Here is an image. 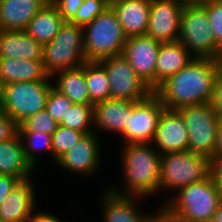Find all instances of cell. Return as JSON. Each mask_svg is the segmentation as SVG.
<instances>
[{
	"label": "cell",
	"instance_id": "cell-1",
	"mask_svg": "<svg viewBox=\"0 0 222 222\" xmlns=\"http://www.w3.org/2000/svg\"><path fill=\"white\" fill-rule=\"evenodd\" d=\"M221 70V60L194 58L162 82L154 93L164 107L169 109L209 103L215 80Z\"/></svg>",
	"mask_w": 222,
	"mask_h": 222
},
{
	"label": "cell",
	"instance_id": "cell-2",
	"mask_svg": "<svg viewBox=\"0 0 222 222\" xmlns=\"http://www.w3.org/2000/svg\"><path fill=\"white\" fill-rule=\"evenodd\" d=\"M160 213L173 222H211L222 200V189L211 173L206 179L181 188Z\"/></svg>",
	"mask_w": 222,
	"mask_h": 222
},
{
	"label": "cell",
	"instance_id": "cell-3",
	"mask_svg": "<svg viewBox=\"0 0 222 222\" xmlns=\"http://www.w3.org/2000/svg\"><path fill=\"white\" fill-rule=\"evenodd\" d=\"M151 143L122 145V165L126 192L111 189L116 194L143 198L159 191L161 154Z\"/></svg>",
	"mask_w": 222,
	"mask_h": 222
},
{
	"label": "cell",
	"instance_id": "cell-4",
	"mask_svg": "<svg viewBox=\"0 0 222 222\" xmlns=\"http://www.w3.org/2000/svg\"><path fill=\"white\" fill-rule=\"evenodd\" d=\"M85 57L87 61H100L122 54L126 35L111 6L92 22L83 26Z\"/></svg>",
	"mask_w": 222,
	"mask_h": 222
},
{
	"label": "cell",
	"instance_id": "cell-5",
	"mask_svg": "<svg viewBox=\"0 0 222 222\" xmlns=\"http://www.w3.org/2000/svg\"><path fill=\"white\" fill-rule=\"evenodd\" d=\"M194 58H210L222 61V49L217 45L207 12L199 2H186L178 39Z\"/></svg>",
	"mask_w": 222,
	"mask_h": 222
},
{
	"label": "cell",
	"instance_id": "cell-6",
	"mask_svg": "<svg viewBox=\"0 0 222 222\" xmlns=\"http://www.w3.org/2000/svg\"><path fill=\"white\" fill-rule=\"evenodd\" d=\"M42 61L50 76L83 65L87 61L83 26L64 21L55 37L43 45Z\"/></svg>",
	"mask_w": 222,
	"mask_h": 222
},
{
	"label": "cell",
	"instance_id": "cell-7",
	"mask_svg": "<svg viewBox=\"0 0 222 222\" xmlns=\"http://www.w3.org/2000/svg\"><path fill=\"white\" fill-rule=\"evenodd\" d=\"M212 173V160L189 150L161 155L158 190H180L206 179Z\"/></svg>",
	"mask_w": 222,
	"mask_h": 222
},
{
	"label": "cell",
	"instance_id": "cell-8",
	"mask_svg": "<svg viewBox=\"0 0 222 222\" xmlns=\"http://www.w3.org/2000/svg\"><path fill=\"white\" fill-rule=\"evenodd\" d=\"M50 81L14 82L0 87V109L18 124L45 109Z\"/></svg>",
	"mask_w": 222,
	"mask_h": 222
},
{
	"label": "cell",
	"instance_id": "cell-9",
	"mask_svg": "<svg viewBox=\"0 0 222 222\" xmlns=\"http://www.w3.org/2000/svg\"><path fill=\"white\" fill-rule=\"evenodd\" d=\"M188 130V150L213 160L220 117L209 103L189 105L177 109Z\"/></svg>",
	"mask_w": 222,
	"mask_h": 222
},
{
	"label": "cell",
	"instance_id": "cell-10",
	"mask_svg": "<svg viewBox=\"0 0 222 222\" xmlns=\"http://www.w3.org/2000/svg\"><path fill=\"white\" fill-rule=\"evenodd\" d=\"M98 62L107 72L110 85V98L142 101L154 92L136 74L123 55L104 58Z\"/></svg>",
	"mask_w": 222,
	"mask_h": 222
},
{
	"label": "cell",
	"instance_id": "cell-11",
	"mask_svg": "<svg viewBox=\"0 0 222 222\" xmlns=\"http://www.w3.org/2000/svg\"><path fill=\"white\" fill-rule=\"evenodd\" d=\"M164 108L154 92L142 101H131V116L122 134L124 145L152 142Z\"/></svg>",
	"mask_w": 222,
	"mask_h": 222
},
{
	"label": "cell",
	"instance_id": "cell-12",
	"mask_svg": "<svg viewBox=\"0 0 222 222\" xmlns=\"http://www.w3.org/2000/svg\"><path fill=\"white\" fill-rule=\"evenodd\" d=\"M185 4V0H151L146 35L161 43L178 41Z\"/></svg>",
	"mask_w": 222,
	"mask_h": 222
},
{
	"label": "cell",
	"instance_id": "cell-13",
	"mask_svg": "<svg viewBox=\"0 0 222 222\" xmlns=\"http://www.w3.org/2000/svg\"><path fill=\"white\" fill-rule=\"evenodd\" d=\"M161 42L148 35L127 38L122 54L136 74L156 89V63Z\"/></svg>",
	"mask_w": 222,
	"mask_h": 222
},
{
	"label": "cell",
	"instance_id": "cell-14",
	"mask_svg": "<svg viewBox=\"0 0 222 222\" xmlns=\"http://www.w3.org/2000/svg\"><path fill=\"white\" fill-rule=\"evenodd\" d=\"M188 130L183 117L177 109L164 108L159 121L153 142L155 149L162 155L169 152L188 150Z\"/></svg>",
	"mask_w": 222,
	"mask_h": 222
},
{
	"label": "cell",
	"instance_id": "cell-15",
	"mask_svg": "<svg viewBox=\"0 0 222 222\" xmlns=\"http://www.w3.org/2000/svg\"><path fill=\"white\" fill-rule=\"evenodd\" d=\"M30 178L19 180L0 204V219L3 222H28L36 211V190Z\"/></svg>",
	"mask_w": 222,
	"mask_h": 222
},
{
	"label": "cell",
	"instance_id": "cell-16",
	"mask_svg": "<svg viewBox=\"0 0 222 222\" xmlns=\"http://www.w3.org/2000/svg\"><path fill=\"white\" fill-rule=\"evenodd\" d=\"M98 142V137L94 132L85 134L70 151L56 162L70 172L82 175L92 174L100 165L101 155Z\"/></svg>",
	"mask_w": 222,
	"mask_h": 222
},
{
	"label": "cell",
	"instance_id": "cell-17",
	"mask_svg": "<svg viewBox=\"0 0 222 222\" xmlns=\"http://www.w3.org/2000/svg\"><path fill=\"white\" fill-rule=\"evenodd\" d=\"M110 6L115 11L127 38L146 34L151 0H115Z\"/></svg>",
	"mask_w": 222,
	"mask_h": 222
},
{
	"label": "cell",
	"instance_id": "cell-18",
	"mask_svg": "<svg viewBox=\"0 0 222 222\" xmlns=\"http://www.w3.org/2000/svg\"><path fill=\"white\" fill-rule=\"evenodd\" d=\"M136 198L138 196L120 195L107 189L103 197L104 222H154L160 213L145 215L137 210ZM135 204V205H134Z\"/></svg>",
	"mask_w": 222,
	"mask_h": 222
},
{
	"label": "cell",
	"instance_id": "cell-19",
	"mask_svg": "<svg viewBox=\"0 0 222 222\" xmlns=\"http://www.w3.org/2000/svg\"><path fill=\"white\" fill-rule=\"evenodd\" d=\"M131 116V101L108 98L94 104V126L102 131L123 134Z\"/></svg>",
	"mask_w": 222,
	"mask_h": 222
},
{
	"label": "cell",
	"instance_id": "cell-20",
	"mask_svg": "<svg viewBox=\"0 0 222 222\" xmlns=\"http://www.w3.org/2000/svg\"><path fill=\"white\" fill-rule=\"evenodd\" d=\"M49 0H0V30L24 31Z\"/></svg>",
	"mask_w": 222,
	"mask_h": 222
},
{
	"label": "cell",
	"instance_id": "cell-21",
	"mask_svg": "<svg viewBox=\"0 0 222 222\" xmlns=\"http://www.w3.org/2000/svg\"><path fill=\"white\" fill-rule=\"evenodd\" d=\"M43 46L25 31L0 30V58L42 61Z\"/></svg>",
	"mask_w": 222,
	"mask_h": 222
},
{
	"label": "cell",
	"instance_id": "cell-22",
	"mask_svg": "<svg viewBox=\"0 0 222 222\" xmlns=\"http://www.w3.org/2000/svg\"><path fill=\"white\" fill-rule=\"evenodd\" d=\"M43 61L0 58V87L14 82L49 81Z\"/></svg>",
	"mask_w": 222,
	"mask_h": 222
},
{
	"label": "cell",
	"instance_id": "cell-23",
	"mask_svg": "<svg viewBox=\"0 0 222 222\" xmlns=\"http://www.w3.org/2000/svg\"><path fill=\"white\" fill-rule=\"evenodd\" d=\"M193 59L194 57L181 42L161 43L157 54L156 88Z\"/></svg>",
	"mask_w": 222,
	"mask_h": 222
},
{
	"label": "cell",
	"instance_id": "cell-24",
	"mask_svg": "<svg viewBox=\"0 0 222 222\" xmlns=\"http://www.w3.org/2000/svg\"><path fill=\"white\" fill-rule=\"evenodd\" d=\"M32 170L35 169L25 157L19 135L0 142V175L17 177L22 180L30 177Z\"/></svg>",
	"mask_w": 222,
	"mask_h": 222
},
{
	"label": "cell",
	"instance_id": "cell-25",
	"mask_svg": "<svg viewBox=\"0 0 222 222\" xmlns=\"http://www.w3.org/2000/svg\"><path fill=\"white\" fill-rule=\"evenodd\" d=\"M64 21L56 5L49 0L30 20L24 31L43 46L55 37Z\"/></svg>",
	"mask_w": 222,
	"mask_h": 222
},
{
	"label": "cell",
	"instance_id": "cell-26",
	"mask_svg": "<svg viewBox=\"0 0 222 222\" xmlns=\"http://www.w3.org/2000/svg\"><path fill=\"white\" fill-rule=\"evenodd\" d=\"M57 77L53 88L67 96L74 104L94 105L90 100L85 80V63L78 67L56 72L51 76Z\"/></svg>",
	"mask_w": 222,
	"mask_h": 222
},
{
	"label": "cell",
	"instance_id": "cell-27",
	"mask_svg": "<svg viewBox=\"0 0 222 222\" xmlns=\"http://www.w3.org/2000/svg\"><path fill=\"white\" fill-rule=\"evenodd\" d=\"M85 80L90 100L94 104L110 98L107 72L98 61L85 62Z\"/></svg>",
	"mask_w": 222,
	"mask_h": 222
},
{
	"label": "cell",
	"instance_id": "cell-28",
	"mask_svg": "<svg viewBox=\"0 0 222 222\" xmlns=\"http://www.w3.org/2000/svg\"><path fill=\"white\" fill-rule=\"evenodd\" d=\"M59 125L85 134L97 133L92 127L94 126V105L73 104Z\"/></svg>",
	"mask_w": 222,
	"mask_h": 222
},
{
	"label": "cell",
	"instance_id": "cell-29",
	"mask_svg": "<svg viewBox=\"0 0 222 222\" xmlns=\"http://www.w3.org/2000/svg\"><path fill=\"white\" fill-rule=\"evenodd\" d=\"M18 135L22 142L25 157L34 169L38 159L35 152L48 150L52 156V135L42 132H18Z\"/></svg>",
	"mask_w": 222,
	"mask_h": 222
},
{
	"label": "cell",
	"instance_id": "cell-30",
	"mask_svg": "<svg viewBox=\"0 0 222 222\" xmlns=\"http://www.w3.org/2000/svg\"><path fill=\"white\" fill-rule=\"evenodd\" d=\"M84 132L59 125L52 134V158L56 162L66 152L70 151L82 137Z\"/></svg>",
	"mask_w": 222,
	"mask_h": 222
},
{
	"label": "cell",
	"instance_id": "cell-31",
	"mask_svg": "<svg viewBox=\"0 0 222 222\" xmlns=\"http://www.w3.org/2000/svg\"><path fill=\"white\" fill-rule=\"evenodd\" d=\"M59 124L44 109L19 124L18 132H42L52 135Z\"/></svg>",
	"mask_w": 222,
	"mask_h": 222
},
{
	"label": "cell",
	"instance_id": "cell-32",
	"mask_svg": "<svg viewBox=\"0 0 222 222\" xmlns=\"http://www.w3.org/2000/svg\"><path fill=\"white\" fill-rule=\"evenodd\" d=\"M84 3L76 11L75 16L70 20L79 26H84L92 22L101 14L110 3L107 0H84Z\"/></svg>",
	"mask_w": 222,
	"mask_h": 222
},
{
	"label": "cell",
	"instance_id": "cell-33",
	"mask_svg": "<svg viewBox=\"0 0 222 222\" xmlns=\"http://www.w3.org/2000/svg\"><path fill=\"white\" fill-rule=\"evenodd\" d=\"M199 3L205 8L214 39L222 49V0H203Z\"/></svg>",
	"mask_w": 222,
	"mask_h": 222
},
{
	"label": "cell",
	"instance_id": "cell-34",
	"mask_svg": "<svg viewBox=\"0 0 222 222\" xmlns=\"http://www.w3.org/2000/svg\"><path fill=\"white\" fill-rule=\"evenodd\" d=\"M73 104L67 96L59 93L52 87L46 100L45 110L60 124Z\"/></svg>",
	"mask_w": 222,
	"mask_h": 222
},
{
	"label": "cell",
	"instance_id": "cell-35",
	"mask_svg": "<svg viewBox=\"0 0 222 222\" xmlns=\"http://www.w3.org/2000/svg\"><path fill=\"white\" fill-rule=\"evenodd\" d=\"M18 130L19 124L0 109V142L15 138Z\"/></svg>",
	"mask_w": 222,
	"mask_h": 222
},
{
	"label": "cell",
	"instance_id": "cell-36",
	"mask_svg": "<svg viewBox=\"0 0 222 222\" xmlns=\"http://www.w3.org/2000/svg\"><path fill=\"white\" fill-rule=\"evenodd\" d=\"M59 10L60 15L65 21H70L76 11L84 3V0H51Z\"/></svg>",
	"mask_w": 222,
	"mask_h": 222
},
{
	"label": "cell",
	"instance_id": "cell-37",
	"mask_svg": "<svg viewBox=\"0 0 222 222\" xmlns=\"http://www.w3.org/2000/svg\"><path fill=\"white\" fill-rule=\"evenodd\" d=\"M209 104L218 116L222 118V70L215 80Z\"/></svg>",
	"mask_w": 222,
	"mask_h": 222
},
{
	"label": "cell",
	"instance_id": "cell-38",
	"mask_svg": "<svg viewBox=\"0 0 222 222\" xmlns=\"http://www.w3.org/2000/svg\"><path fill=\"white\" fill-rule=\"evenodd\" d=\"M18 181L17 177L0 175V204L11 193L12 188Z\"/></svg>",
	"mask_w": 222,
	"mask_h": 222
},
{
	"label": "cell",
	"instance_id": "cell-39",
	"mask_svg": "<svg viewBox=\"0 0 222 222\" xmlns=\"http://www.w3.org/2000/svg\"><path fill=\"white\" fill-rule=\"evenodd\" d=\"M33 212V215L30 217L28 222H63L57 216L47 212Z\"/></svg>",
	"mask_w": 222,
	"mask_h": 222
},
{
	"label": "cell",
	"instance_id": "cell-40",
	"mask_svg": "<svg viewBox=\"0 0 222 222\" xmlns=\"http://www.w3.org/2000/svg\"><path fill=\"white\" fill-rule=\"evenodd\" d=\"M212 173L218 186L222 189V155L215 156L212 160Z\"/></svg>",
	"mask_w": 222,
	"mask_h": 222
},
{
	"label": "cell",
	"instance_id": "cell-41",
	"mask_svg": "<svg viewBox=\"0 0 222 222\" xmlns=\"http://www.w3.org/2000/svg\"><path fill=\"white\" fill-rule=\"evenodd\" d=\"M222 155V118L219 120L217 142H216V156Z\"/></svg>",
	"mask_w": 222,
	"mask_h": 222
},
{
	"label": "cell",
	"instance_id": "cell-42",
	"mask_svg": "<svg viewBox=\"0 0 222 222\" xmlns=\"http://www.w3.org/2000/svg\"><path fill=\"white\" fill-rule=\"evenodd\" d=\"M211 222H222V200L219 203L216 212L213 214Z\"/></svg>",
	"mask_w": 222,
	"mask_h": 222
},
{
	"label": "cell",
	"instance_id": "cell-43",
	"mask_svg": "<svg viewBox=\"0 0 222 222\" xmlns=\"http://www.w3.org/2000/svg\"><path fill=\"white\" fill-rule=\"evenodd\" d=\"M154 222H173L168 220L163 214L159 213Z\"/></svg>",
	"mask_w": 222,
	"mask_h": 222
},
{
	"label": "cell",
	"instance_id": "cell-44",
	"mask_svg": "<svg viewBox=\"0 0 222 222\" xmlns=\"http://www.w3.org/2000/svg\"><path fill=\"white\" fill-rule=\"evenodd\" d=\"M186 2H199V1H203V0H185Z\"/></svg>",
	"mask_w": 222,
	"mask_h": 222
}]
</instances>
